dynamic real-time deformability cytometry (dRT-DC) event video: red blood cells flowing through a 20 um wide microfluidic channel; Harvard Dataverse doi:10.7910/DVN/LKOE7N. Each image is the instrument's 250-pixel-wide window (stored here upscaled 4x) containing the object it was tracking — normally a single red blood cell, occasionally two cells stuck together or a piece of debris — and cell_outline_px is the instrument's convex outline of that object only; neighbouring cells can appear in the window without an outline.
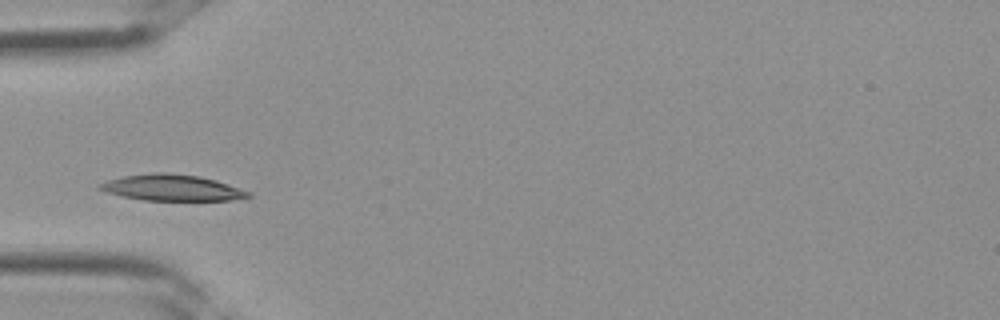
{"species": "Egyptian fruit bat (a non-hibernating species)", "species_latin": "Rousettus aegyptiacus", "temperature_condition": "room temperature", "stored_images_in_passage": 2, "camera_frame_rate_fps": 3000, "um_per_image_px": 0.085, "frame": {"image": 1, "passage_image": 2, "time_ms": 0.333, "image_size_px": [1000, 320], "cell_outline_px": [[252, 196], [232, 200], [144, 200], [124, 196], [108, 192], [96, 188], [96, 184], [108, 180], [124, 176], [152, 172], [168, 172], [200, 176], [216, 180], [252, 192]], "centroid_in_image_um": [14.63, 15.94], "position_along_channel_um": 70.4, "area_um2": 22.66}}